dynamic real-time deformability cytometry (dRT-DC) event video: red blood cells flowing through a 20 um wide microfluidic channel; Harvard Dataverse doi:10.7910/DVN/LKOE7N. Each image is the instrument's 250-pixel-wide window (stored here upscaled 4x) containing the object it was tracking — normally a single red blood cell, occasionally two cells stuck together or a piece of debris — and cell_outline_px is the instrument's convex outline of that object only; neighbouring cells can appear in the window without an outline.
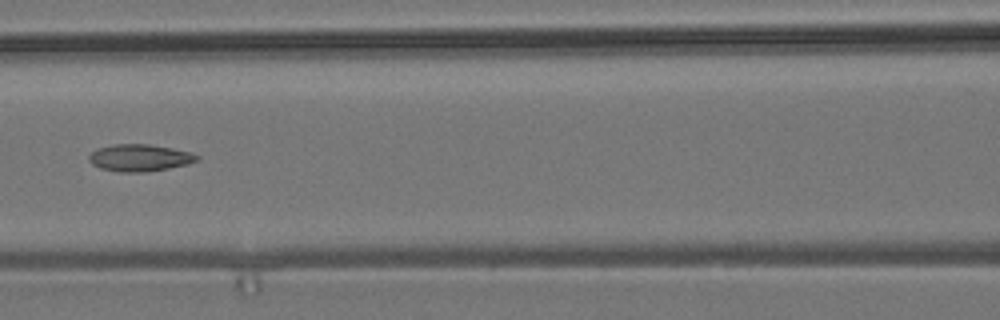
{"species": "common noctule bat (a hibernating species)", "species_latin": "Nyctalus noctula", "temperature_condition": "room temperature", "stored_images_in_passage": 5, "camera_frame_rate_fps": 3000, "um_per_image_px": 0.085, "animal": {"sex": "male", "body_mass_g": 19.2, "forearm_length_mm": 51.8}, "frame": {"image": 1, "passage_image": 4, "time_ms": 3.667, "image_size_px": [1000, 320], "cell_outline_px": [[200, 160], [188, 164], [168, 168], [144, 172], [120, 172], [100, 168], [92, 164], [88, 160], [88, 156], [96, 148], [112, 144], [148, 144], [172, 148], [192, 152], [200, 156]], "centroid_in_image_um": [11.88, 13.4], "position_along_channel_um": 154.7, "area_um2": 17.17}}
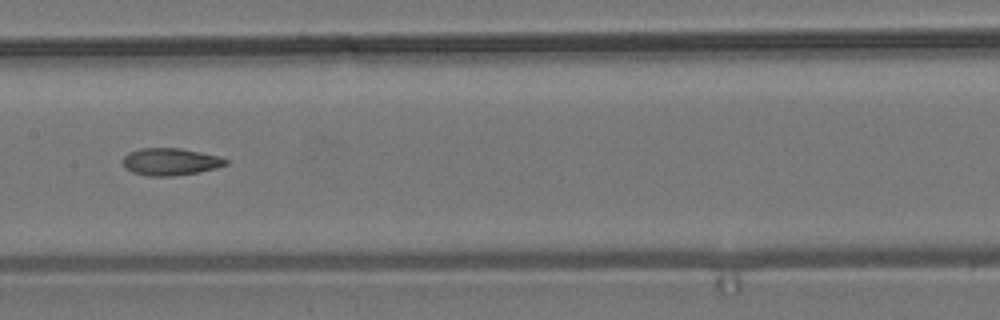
{"frame": {"image": 2, "passage_image": 5, "time_ms": 4.667, "image_size_px": [1000, 320], "cell_outline_px": [[228, 164], [216, 168], [200, 172], [172, 176], [148, 176], [132, 172], [124, 168], [120, 160], [128, 152], [140, 148], [180, 148], [220, 156], [228, 160]], "centroid_in_image_um": [14.45, 13.74], "position_along_channel_um": 192.9, "area_um2": 16.59}}